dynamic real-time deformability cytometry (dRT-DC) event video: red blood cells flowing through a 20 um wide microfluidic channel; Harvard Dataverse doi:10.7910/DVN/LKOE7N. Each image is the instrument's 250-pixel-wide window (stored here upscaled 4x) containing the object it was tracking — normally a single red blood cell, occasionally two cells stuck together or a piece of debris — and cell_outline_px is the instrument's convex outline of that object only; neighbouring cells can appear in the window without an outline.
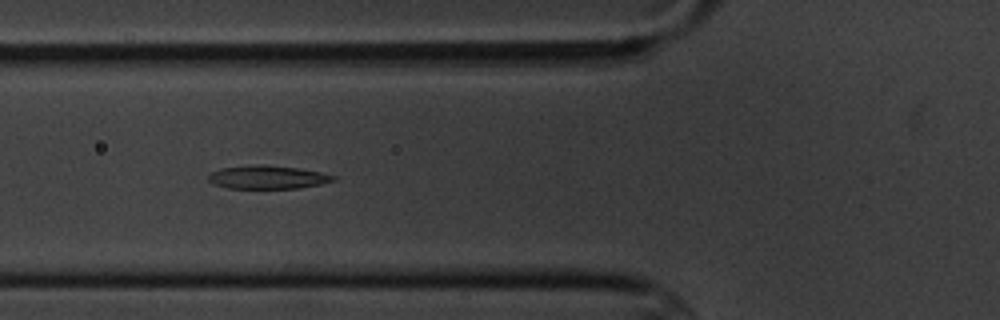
{"species": "common noctule bat (a hibernating species)", "species_latin": "Nyctalus noctula", "temperature_condition": "cold", "stored_images_in_passage": 6, "camera_frame_rate_fps": 3000, "um_per_image_px": 0.085, "animal": {"sex": "male", "body_mass_g": 20.1, "forearm_length_mm": 53.5}, "frame": {"image": 1, "passage_image": 5, "time_ms": 5.0, "image_size_px": [1000, 320], "cell_outline_px": [[336, 180], [320, 184], [300, 188], [228, 188], [212, 184], [208, 180], [208, 176], [212, 172], [224, 168], [264, 164], [300, 168], [320, 172], [336, 176]], "centroid_in_image_um": [22.77, 15.06], "position_along_channel_um": 103.0, "area_um2": 16.88}}
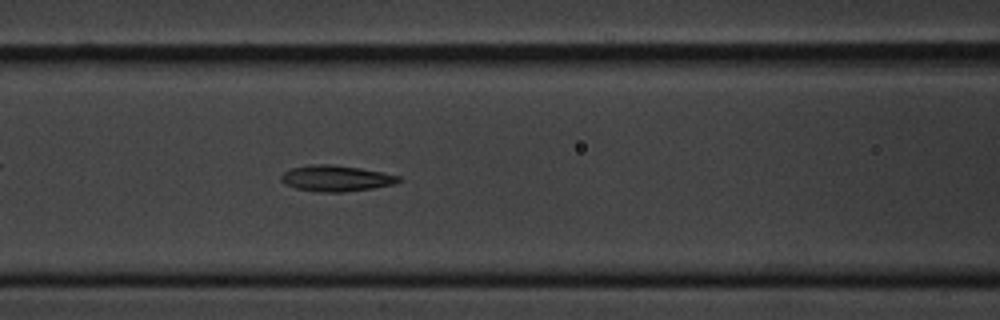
{"frame": {"image": 2, "passage_image": 6, "time_ms": 6.0, "image_size_px": [1000, 320], "cell_outline_px": [[404, 180], [396, 184], [372, 188], [344, 192], [320, 192], [296, 188], [284, 184], [280, 180], [280, 176], [284, 172], [292, 168], [316, 164], [332, 164], [360, 168], [400, 176]], "centroid_in_image_um": [28.58, 15.16], "position_along_channel_um": 138.0, "area_um2": 17.8}}